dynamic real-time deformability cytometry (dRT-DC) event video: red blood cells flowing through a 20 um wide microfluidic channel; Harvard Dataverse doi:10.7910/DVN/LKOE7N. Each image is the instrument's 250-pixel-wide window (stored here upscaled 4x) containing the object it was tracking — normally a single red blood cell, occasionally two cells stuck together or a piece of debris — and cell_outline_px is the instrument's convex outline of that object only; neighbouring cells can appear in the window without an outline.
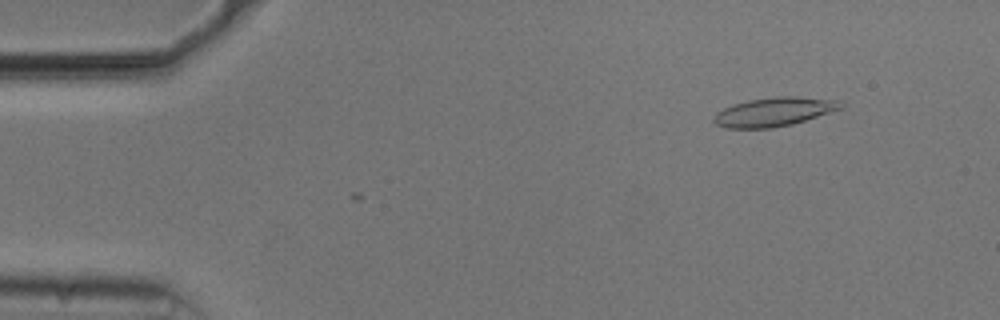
{"species": "common noctule bat (a hibernating species)", "species_latin": "Nyctalus noctula", "temperature_condition": "cold", "stored_images_in_passage": 3, "camera_frame_rate_fps": 3000, "um_per_image_px": 0.085, "animal": {"sex": "male", "body_mass_g": 20.5, "forearm_length_mm": 52.5}, "frame": {"image": 1, "passage_image": 3, "time_ms": 0.667, "image_size_px": [1000, 320], "cell_outline_px": [[844, 108], [792, 124], [772, 128], [724, 128], [716, 124], [712, 120], [712, 116], [716, 112], [732, 104], [748, 100], [776, 96], [796, 96], [840, 100], [844, 104]], "centroid_in_image_um": [65.79, 9.5], "position_along_channel_um": 19.2, "area_um2": 21.62}}